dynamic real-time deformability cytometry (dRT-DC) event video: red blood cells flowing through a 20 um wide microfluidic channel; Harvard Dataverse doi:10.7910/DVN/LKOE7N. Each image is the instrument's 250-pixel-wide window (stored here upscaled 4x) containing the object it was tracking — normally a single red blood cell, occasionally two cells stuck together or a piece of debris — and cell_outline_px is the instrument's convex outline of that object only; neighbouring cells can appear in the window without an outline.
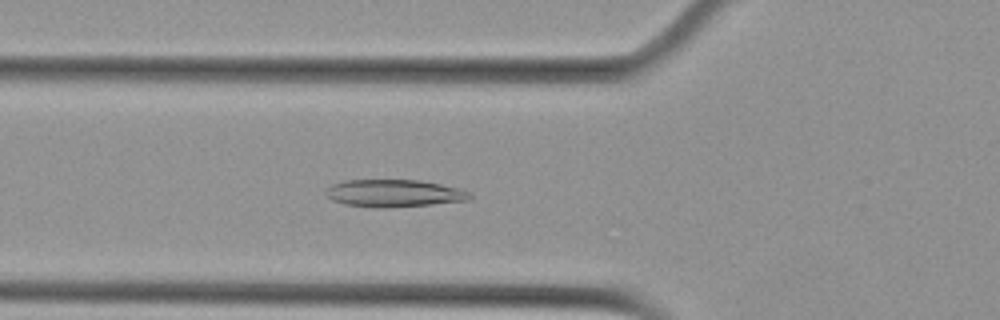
{"species": "Egyptian fruit bat (a non-hibernating species)", "species_latin": "Rousettus aegyptiacus", "temperature_condition": "cold", "stored_images_in_passage": 4, "camera_frame_rate_fps": 3000, "um_per_image_px": 0.085, "animal": {"sex": "female"}, "frame": {"image": 1, "passage_image": 4, "time_ms": 1.0, "image_size_px": [1000, 320], "cell_outline_px": [[472, 196], [468, 200], [432, 204], [384, 208], [376, 208], [344, 204], [332, 200], [324, 192], [332, 184], [344, 180], [420, 180], [460, 188], [472, 192]], "centroid_in_image_um": [33.5, 16.42], "position_along_channel_um": 92.3, "area_um2": 23.06}}